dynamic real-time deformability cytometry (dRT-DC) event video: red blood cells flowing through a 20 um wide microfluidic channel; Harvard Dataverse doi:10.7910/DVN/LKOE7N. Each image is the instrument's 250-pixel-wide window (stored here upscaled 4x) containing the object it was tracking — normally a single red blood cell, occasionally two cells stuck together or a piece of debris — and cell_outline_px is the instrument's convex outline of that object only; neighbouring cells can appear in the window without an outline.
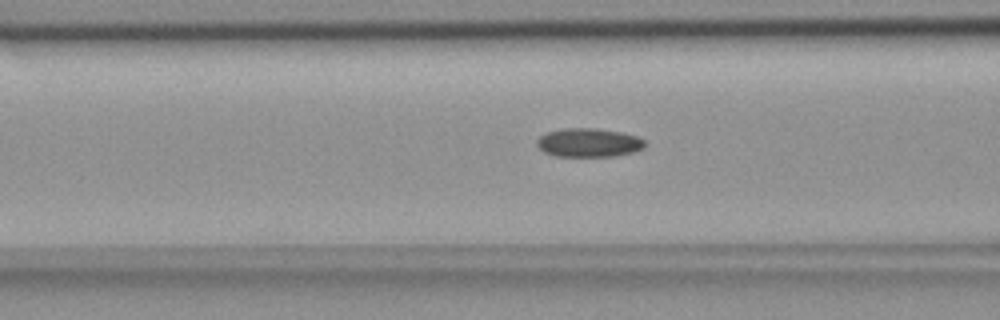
{"species": "common noctule bat (a hibernating species)", "species_latin": "Nyctalus noctula", "temperature_condition": "room temperature", "stored_images_in_passage": 46, "camera_frame_rate_fps": 3000, "um_per_image_px": 0.085, "animal": {"sex": "female", "body_mass_g": 18.4}, "frame": {"image": 1, "passage_image": 22, "time_ms": 7.0, "image_size_px": [1000, 320], "cell_outline_px": [[644, 148], [632, 152], [616, 156], [556, 156], [544, 152], [536, 144], [536, 140], [540, 136], [548, 132], [564, 128], [596, 128], [620, 132], [636, 136], [644, 140]], "centroid_in_image_um": [50.02, 12.12], "position_along_channel_um": 116.6, "area_um2": 17.98}}
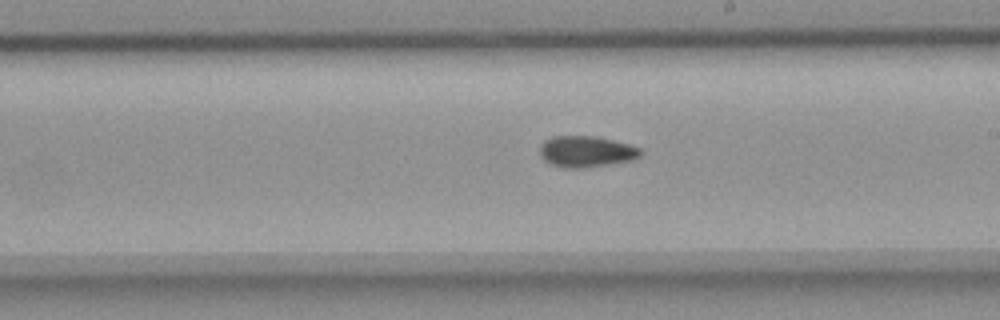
{"frame": {"image": 2, "passage_image": 32, "time_ms": 10.333, "image_size_px": [1000, 320], "cell_outline_px": [[644, 152], [636, 160], [584, 168], [564, 168], [552, 164], [544, 160], [540, 156], [540, 144], [544, 140], [552, 136], [592, 136], [612, 140], [628, 144], [640, 148]], "centroid_in_image_um": [49.84, 12.89], "position_along_channel_um": 239.2, "area_um2": 18.5}}
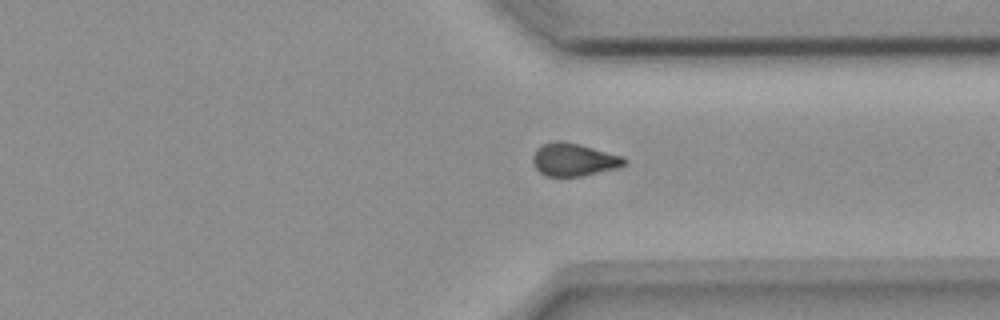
{"frame": {"image": 3, "passage_image": 42, "time_ms": 13.667, "image_size_px": [1000, 320], "cell_outline_px": [[628, 164], [620, 168], [580, 176], [544, 176], [536, 168], [532, 160], [532, 156], [536, 148], [540, 144], [556, 140], [560, 140], [580, 144], [624, 156], [628, 160]], "centroid_in_image_um": [48.8, 13.56], "position_along_channel_um": 362.6, "area_um2": 17.92}}